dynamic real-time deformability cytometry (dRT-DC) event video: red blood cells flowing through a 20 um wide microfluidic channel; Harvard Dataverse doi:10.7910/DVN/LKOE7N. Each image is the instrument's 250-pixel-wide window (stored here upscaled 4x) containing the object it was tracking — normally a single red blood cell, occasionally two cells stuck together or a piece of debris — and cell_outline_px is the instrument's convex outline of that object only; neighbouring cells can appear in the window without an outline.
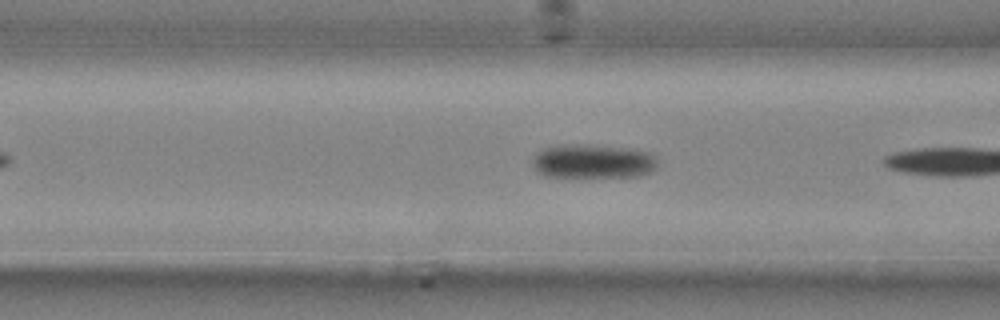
{"species": "common noctule bat (a hibernating species)", "species_latin": "Nyctalus noctula", "temperature_condition": "cold", "stored_images_in_passage": 18, "camera_frame_rate_fps": 3000, "um_per_image_px": 0.085, "animal": {"sex": "male", "body_mass_g": 20.4}, "frame": {"image": 1, "passage_image": 11, "time_ms": 3.333, "image_size_px": [1000, 320], "cell_outline_px": [[656, 168], [652, 172], [636, 176], [544, 176], [536, 172], [532, 160], [536, 152], [544, 148], [564, 144], [588, 144], [632, 148], [652, 152], [656, 156]], "centroid_in_image_um": [50.42, 13.69], "position_along_channel_um": 116.2, "area_um2": 25.09}}